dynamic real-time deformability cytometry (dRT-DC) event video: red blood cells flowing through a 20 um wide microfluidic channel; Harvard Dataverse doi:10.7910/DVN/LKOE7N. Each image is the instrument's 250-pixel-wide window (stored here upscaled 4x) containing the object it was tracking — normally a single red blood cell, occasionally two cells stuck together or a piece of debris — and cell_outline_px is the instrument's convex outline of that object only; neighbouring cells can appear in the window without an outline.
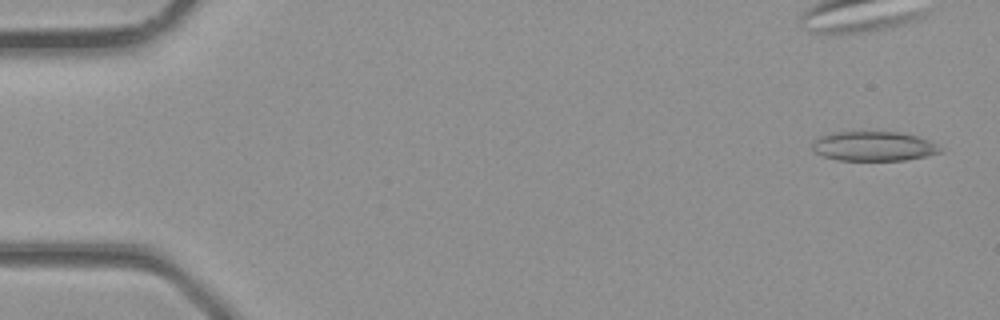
{"species": "common noctule bat (a hibernating species)", "species_latin": "Nyctalus noctula", "temperature_condition": "room temperature", "stored_images_in_passage": 4, "camera_frame_rate_fps": 3000, "um_per_image_px": 0.085, "animal": {"sex": "male", "body_mass_g": 23.1, "forearm_length_mm": 52.7}, "frame": {"image": 1, "passage_image": 1, "time_ms": 0.0, "image_size_px": [1000, 320], "cell_outline_px": [[944, 152], [928, 156], [904, 160], [836, 160], [824, 156], [816, 152], [812, 148], [812, 144], [816, 136], [836, 132], [900, 132], [916, 136], [928, 140], [944, 148]], "centroid_in_image_um": [74.29, 12.43], "position_along_channel_um": 10.7, "area_um2": 22.2}}